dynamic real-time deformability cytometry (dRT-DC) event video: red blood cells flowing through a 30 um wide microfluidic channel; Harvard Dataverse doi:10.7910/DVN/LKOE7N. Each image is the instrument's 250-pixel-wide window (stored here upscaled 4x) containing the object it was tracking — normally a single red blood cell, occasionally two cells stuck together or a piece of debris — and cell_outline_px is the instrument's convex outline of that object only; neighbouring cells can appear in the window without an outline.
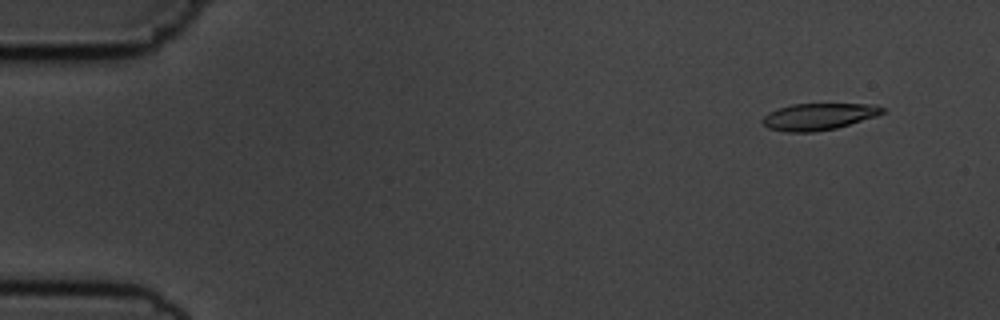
{"species": "common noctule bat (a hibernating species)", "species_latin": "Nyctalus noctula", "temperature_condition": "cold", "stored_images_in_passage": 9, "camera_frame_rate_fps": 3000, "um_per_image_px": 0.085, "animal": {"sex": "male", "body_mass_g": 19.5, "forearm_length_mm": 54.6}, "frame": {"image": 1, "passage_image": 2, "time_ms": 1.0, "image_size_px": [1000, 320], "cell_outline_px": [[888, 108], [884, 112], [876, 116], [836, 128], [812, 132], [784, 132], [768, 128], [760, 120], [768, 112], [792, 104], [872, 104]], "centroid_in_image_um": [69.58, 9.91], "position_along_channel_um": 15.4, "area_um2": 18.67}}
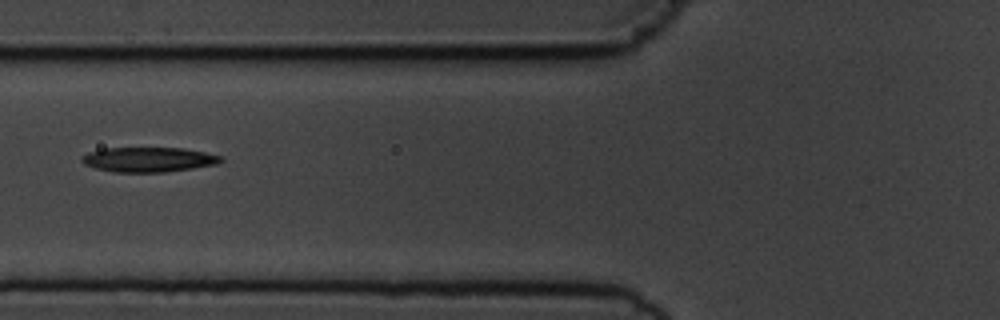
{"frame": {"image": 2, "passage_image": 7, "time_ms": 6.667, "image_size_px": [1000, 320], "cell_outline_px": [[224, 160], [216, 164], [192, 168], [164, 172], [116, 172], [96, 168], [84, 164], [80, 160], [80, 156], [88, 152], [104, 148], [184, 148], [224, 156]], "centroid_in_image_um": [12.62, 13.55], "position_along_channel_um": 113.2, "area_um2": 20.11}}
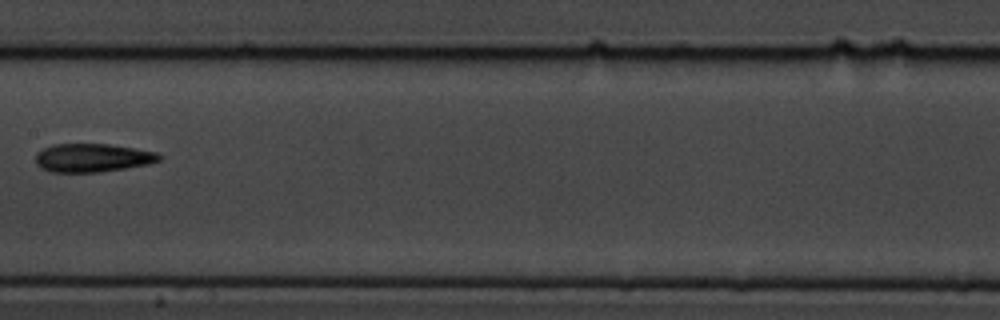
{"frame": {"image": 3, "passage_image": 9, "time_ms": 9.0, "image_size_px": [1000, 320], "cell_outline_px": [[164, 156], [160, 160], [148, 164], [100, 172], [52, 172], [40, 168], [36, 164], [36, 152], [52, 144], [108, 144], [156, 152]], "centroid_in_image_um": [7.84, 13.41], "position_along_channel_um": 199.6, "area_um2": 20.46}}